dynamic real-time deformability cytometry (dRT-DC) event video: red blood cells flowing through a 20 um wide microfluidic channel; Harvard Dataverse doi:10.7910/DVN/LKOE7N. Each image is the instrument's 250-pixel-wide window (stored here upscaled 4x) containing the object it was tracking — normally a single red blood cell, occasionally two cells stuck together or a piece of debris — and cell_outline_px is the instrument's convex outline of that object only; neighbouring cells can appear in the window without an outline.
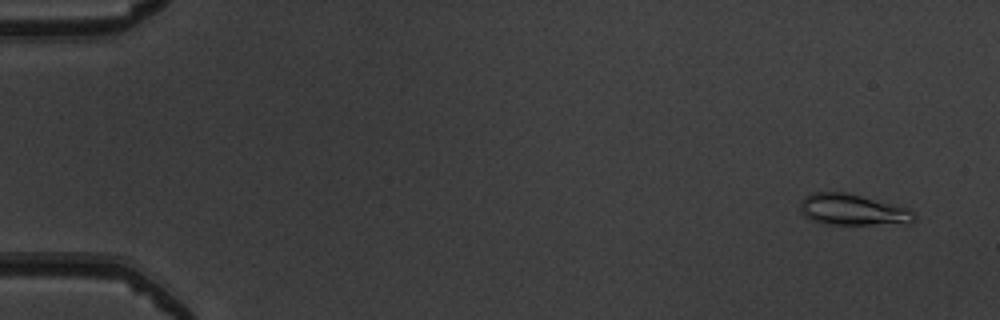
{"species": "common noctule bat (a hibernating species)", "species_latin": "Nyctalus noctula", "temperature_condition": "warm", "stored_images_in_passage": 51, "camera_frame_rate_fps": 3000, "um_per_image_px": 0.085, "animal": {"sex": "male", "body_mass_g": 19.5, "forearm_length_mm": 54.6}, "frame": {"image": 1, "passage_image": 2, "time_ms": 0.333, "image_size_px": [1000, 320], "cell_outline_px": [[916, 216], [908, 224], [832, 224], [812, 220], [800, 208], [800, 200], [804, 196], [812, 192], [844, 192], [908, 208]], "centroid_in_image_um": [72.48, 17.82], "position_along_channel_um": 12.5, "area_um2": 20.29}}
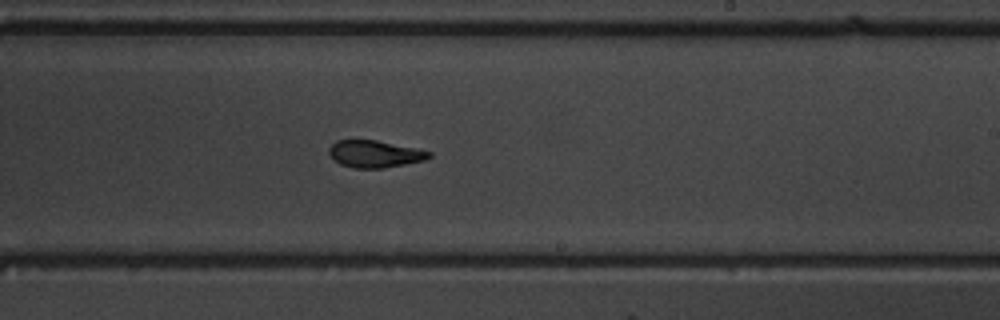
{"frame": {"image": 2, "passage_image": 31, "time_ms": 10.0, "image_size_px": [1000, 320], "cell_outline_px": [[432, 156], [424, 160], [384, 168], [352, 168], [340, 164], [328, 152], [328, 148], [336, 140], [376, 140], [432, 152]], "centroid_in_image_um": [31.83, 13.09], "position_along_channel_um": 257.2, "area_um2": 15.61}}
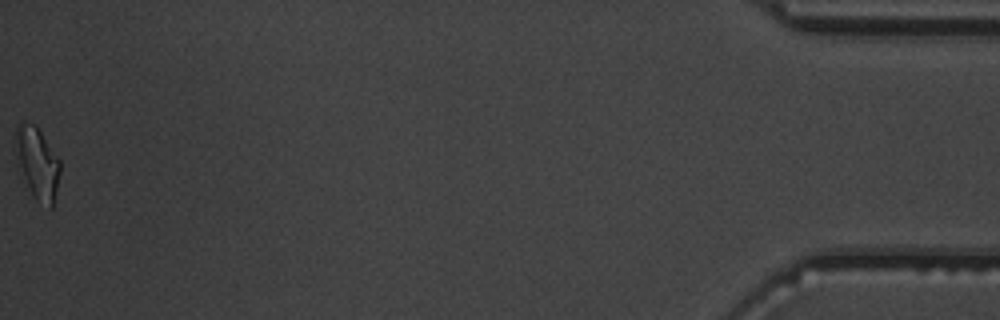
{"frame": {"image": 3, "passage_image": 51, "time_ms": 16.667, "image_size_px": [1000, 320], "cell_outline_px": [[60, 172], [52, 208], [48, 208], [36, 200], [24, 176], [12, 148], [16, 124], [20, 120], [36, 124], [60, 160]], "centroid_in_image_um": [3.14, 13.76], "position_along_channel_um": 432.1, "area_um2": 18.84}, "authors_computed_cell_mechanics": {"area_um2": 16.7042, "velocity_mm_per_s": 3.9929, "shape_relaxation_time_tau1_ms": 5.2421, "shape_relaxation_time_tau2_ms": 2.404, "deformation_change_tau1": 0.1825, "deformation_change_tau2": 0.0816}}